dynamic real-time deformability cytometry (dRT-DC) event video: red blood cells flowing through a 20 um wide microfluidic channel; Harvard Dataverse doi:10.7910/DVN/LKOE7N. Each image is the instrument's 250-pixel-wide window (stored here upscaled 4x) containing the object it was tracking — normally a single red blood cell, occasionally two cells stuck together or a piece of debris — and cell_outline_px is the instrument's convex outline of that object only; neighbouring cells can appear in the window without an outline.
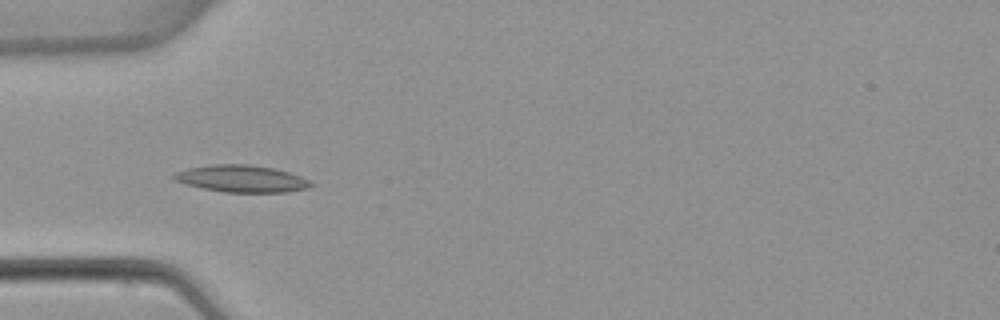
{"species": "common noctule bat (a hibernating species)", "species_latin": "Nyctalus noctula", "temperature_condition": "warm", "stored_images_in_passage": 5, "camera_frame_rate_fps": 3000, "um_per_image_px": 0.085, "animal": {"sex": "female", "body_mass_g": 22.7, "forearm_length_mm": 54.2}, "frame": {"image": 1, "passage_image": 4, "time_ms": 4.333, "image_size_px": [1000, 320], "cell_outline_px": [[316, 184], [308, 188], [288, 192], [224, 192], [204, 188], [188, 184], [176, 180], [172, 176], [176, 172], [188, 168], [212, 164], [248, 164], [272, 168], [288, 172], [300, 176]], "centroid_in_image_um": [20.58, 15.19], "position_along_channel_um": 64.4, "area_um2": 21.33}}
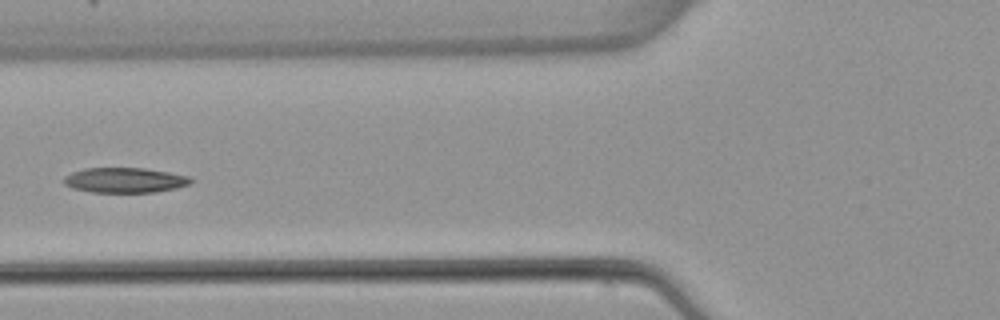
{"frame": {"image": 2, "passage_image": 5, "time_ms": 5.667, "image_size_px": [1000, 320], "cell_outline_px": [[192, 180], [188, 184], [176, 188], [156, 192], [92, 192], [72, 188], [64, 184], [64, 176], [72, 172], [84, 168], [144, 168], [168, 172], [188, 176]], "centroid_in_image_um": [10.57, 15.31], "position_along_channel_um": 115.2, "area_um2": 18.44}}